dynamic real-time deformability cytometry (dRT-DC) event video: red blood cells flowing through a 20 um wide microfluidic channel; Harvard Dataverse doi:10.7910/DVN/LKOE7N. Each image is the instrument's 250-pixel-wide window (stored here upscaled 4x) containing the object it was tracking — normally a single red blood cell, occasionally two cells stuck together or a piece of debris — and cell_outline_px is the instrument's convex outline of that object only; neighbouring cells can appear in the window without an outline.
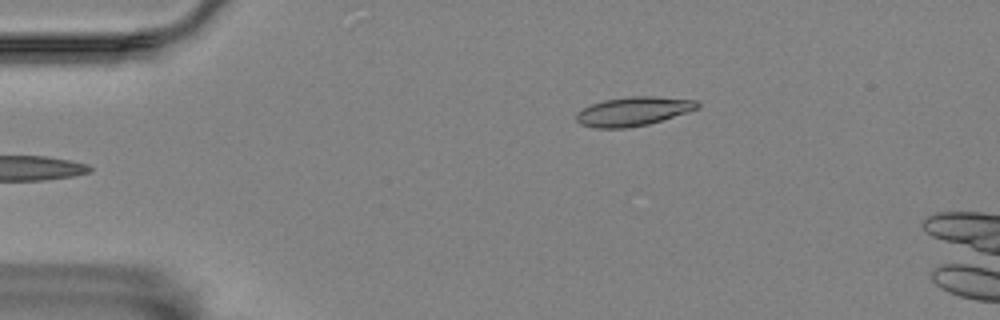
{"species": "Egyptian fruit bat (a non-hibernating species)", "species_latin": "Rousettus aegyptiacus", "temperature_condition": "room temperature", "stored_images_in_passage": 5, "camera_frame_rate_fps": 3000, "um_per_image_px": 0.085, "animal": {"sex": "female"}, "frame": {"image": 1, "passage_image": 5, "time_ms": 5.0, "image_size_px": [1000, 320], "cell_outline_px": [[700, 108], [688, 112], [648, 124], [628, 128], [596, 128], [580, 124], [576, 120], [576, 112], [592, 104], [604, 100], [628, 96], [652, 96], [696, 100], [700, 104]], "centroid_in_image_um": [53.83, 9.46], "position_along_channel_um": 31.2, "area_um2": 20.46}}